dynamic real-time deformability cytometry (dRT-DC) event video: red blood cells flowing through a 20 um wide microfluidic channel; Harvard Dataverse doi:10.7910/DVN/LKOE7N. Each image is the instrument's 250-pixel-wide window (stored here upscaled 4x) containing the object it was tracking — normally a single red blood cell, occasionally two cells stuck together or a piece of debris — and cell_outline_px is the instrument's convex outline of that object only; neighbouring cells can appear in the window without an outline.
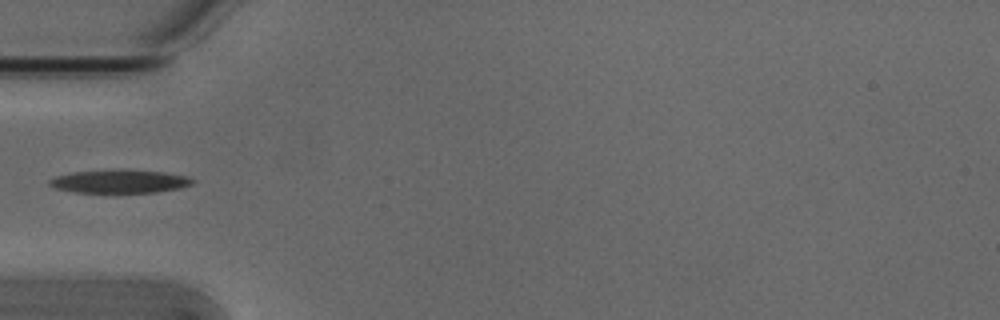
{"species": "Egyptian fruit bat (a non-hibernating species)", "species_latin": "Rousettus aegyptiacus", "temperature_condition": "cold", "stored_images_in_passage": 5, "camera_frame_rate_fps": 3000, "um_per_image_px": 0.085, "animal": {"sex": "male"}, "frame": {"image": 1, "passage_image": 5, "time_ms": 1.333, "image_size_px": [1000, 320], "cell_outline_px": [[196, 180], [192, 184], [180, 188], [156, 192], [76, 192], [56, 188], [48, 184], [48, 180], [56, 176], [72, 172], [120, 168], [164, 172], [188, 176]], "centroid_in_image_um": [10.19, 15.39], "position_along_channel_um": 74.8, "area_um2": 19.65}}